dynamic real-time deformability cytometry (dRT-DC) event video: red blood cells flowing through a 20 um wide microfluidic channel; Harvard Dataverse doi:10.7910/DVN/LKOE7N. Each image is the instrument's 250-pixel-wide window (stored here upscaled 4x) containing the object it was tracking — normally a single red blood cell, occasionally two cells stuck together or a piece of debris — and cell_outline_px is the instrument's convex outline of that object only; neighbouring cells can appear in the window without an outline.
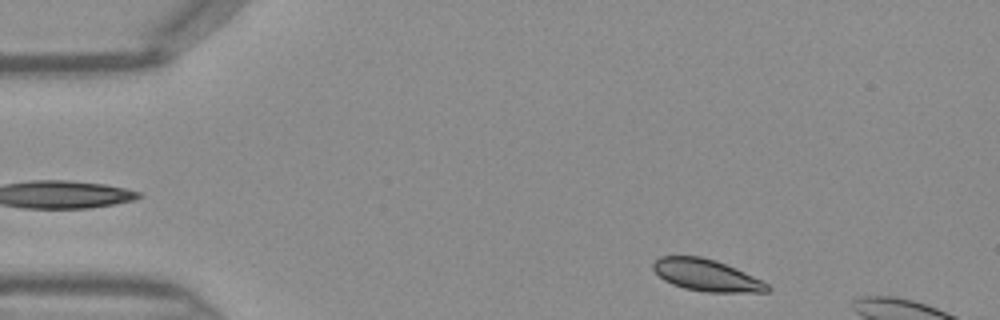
{"species": "Egyptian fruit bat (a non-hibernating species)", "species_latin": "Rousettus aegyptiacus", "temperature_condition": "warm", "stored_images_in_passage": 41, "camera_frame_rate_fps": 3000, "um_per_image_px": 0.085, "frame": {"image": 1, "passage_image": 1, "time_ms": 0.0, "image_size_px": [1000, 320], "cell_outline_px": [[772, 288], [768, 292], [704, 292], [684, 288], [672, 284], [664, 280], [652, 268], [652, 264], [660, 256], [700, 256], [716, 260], [736, 268], [768, 284]], "centroid_in_image_um": [60.04, 23.39], "position_along_channel_um": 25.0, "area_um2": 21.1}}
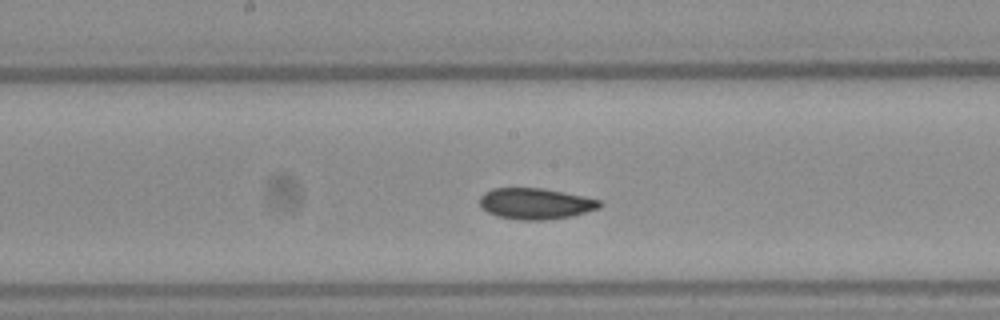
{"frame": {"image": 2, "passage_image": 18, "time_ms": 5.667, "image_size_px": [1000, 320], "cell_outline_px": [[604, 204], [600, 208], [572, 216], [544, 220], [520, 220], [496, 216], [480, 208], [480, 196], [484, 192], [492, 188], [544, 188], [584, 196], [600, 200]], "centroid_in_image_um": [45.52, 17.31], "position_along_channel_um": 202.7, "area_um2": 21.96}}
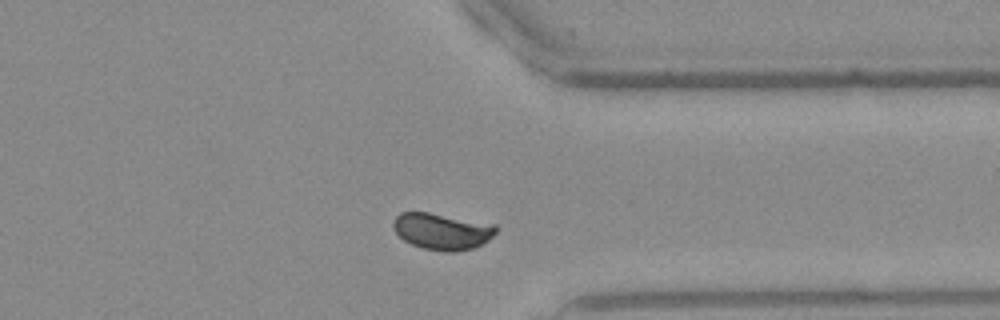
{"frame": {"image": 3, "passage_image": 30, "time_ms": 9.667, "image_size_px": [1000, 320], "cell_outline_px": [[500, 228], [488, 240], [472, 248], [452, 252], [444, 252], [424, 248], [412, 244], [404, 240], [392, 228], [392, 224], [396, 216], [400, 212], [428, 212], [496, 224]], "centroid_in_image_um": [37.58, 19.65], "position_along_channel_um": 373.8, "area_um2": 21.85}}